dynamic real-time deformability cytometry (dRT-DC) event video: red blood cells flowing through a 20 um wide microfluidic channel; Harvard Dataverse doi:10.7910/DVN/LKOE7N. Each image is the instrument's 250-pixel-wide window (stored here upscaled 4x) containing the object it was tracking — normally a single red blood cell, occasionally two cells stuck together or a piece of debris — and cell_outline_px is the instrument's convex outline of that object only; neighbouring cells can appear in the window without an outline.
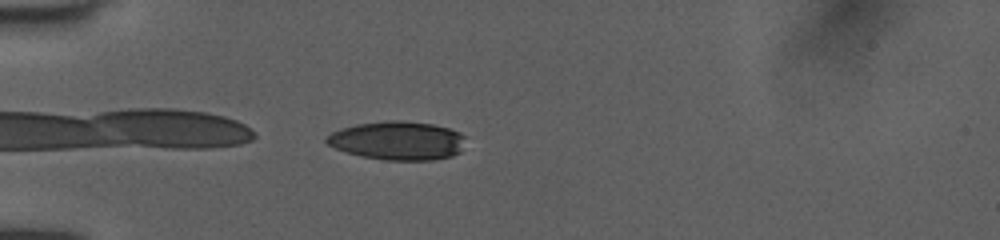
{"species": "human", "species_latin": "Homo sapiens", "temperature_condition": "room temperature", "stored_images_in_passage": 37, "camera_frame_rate_fps": 3000, "um_per_image_px": 0.085, "donor": {"sex": "female"}, "frame": {"image": 1, "passage_image": 1, "time_ms": 0.0, "image_size_px": [1000, 240], "cell_outline_px": [[464, 136], [460, 152], [452, 156], [432, 160], [384, 160], [364, 156], [348, 152], [336, 148], [328, 144], [324, 140], [332, 132], [356, 124], [392, 120], [400, 120], [432, 124], [448, 128], [460, 132]], "centroid_in_image_um": [33.82, 11.95], "position_along_channel_um": 51.2, "area_um2": 30.92}}
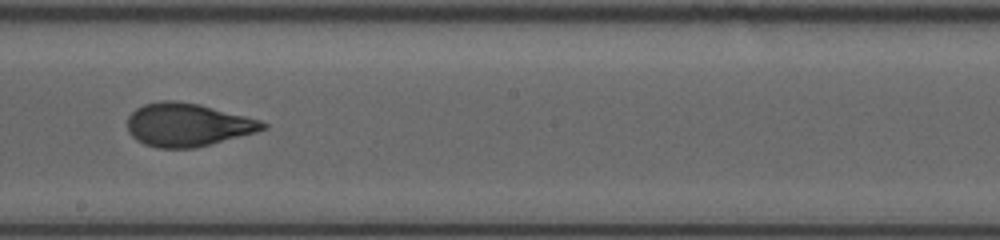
{"frame": {"image": 2, "passage_image": 16, "time_ms": 5.0, "image_size_px": [1000, 240], "cell_outline_px": [[268, 128], [256, 132], [196, 148], [156, 148], [144, 144], [136, 140], [128, 132], [128, 116], [136, 108], [144, 104], [160, 100], [176, 100], [200, 104], [260, 120], [268, 124]], "centroid_in_image_um": [15.93, 10.61], "position_along_channel_um": 232.3, "area_um2": 34.22}}
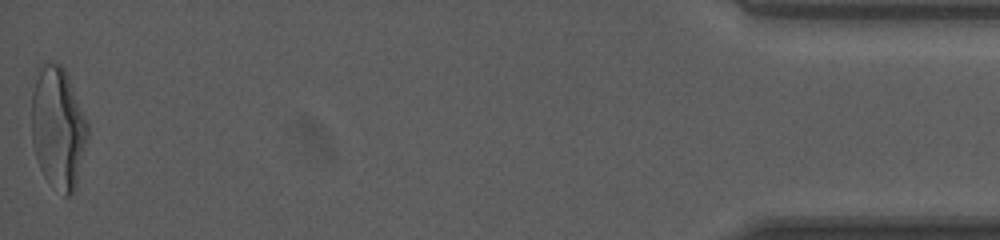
{"frame": {"image": 3, "passage_image": 37, "time_ms": 12.0, "image_size_px": [1000, 240], "cell_outline_px": [[88, 136], [76, 188], [68, 196], [64, 196], [44, 176], [40, 168], [32, 144], [32, 92], [36, 68], [44, 60], [60, 64], [64, 68], [68, 76], [88, 120]], "centroid_in_image_um": [4.93, 10.8], "position_along_channel_um": 430.3, "area_um2": 40.34}, "authors_computed_cell_mechanics": {"area_um2": 34.4488, "velocity_mm_per_s": 4.051, "shape_relaxation_time_tau1_ms": 4.0702, "shape_relaxation_time_tau2_ms": 1.0012, "deformation_change_tau1": 0.1812, "deformation_change_tau2": 0.079}}